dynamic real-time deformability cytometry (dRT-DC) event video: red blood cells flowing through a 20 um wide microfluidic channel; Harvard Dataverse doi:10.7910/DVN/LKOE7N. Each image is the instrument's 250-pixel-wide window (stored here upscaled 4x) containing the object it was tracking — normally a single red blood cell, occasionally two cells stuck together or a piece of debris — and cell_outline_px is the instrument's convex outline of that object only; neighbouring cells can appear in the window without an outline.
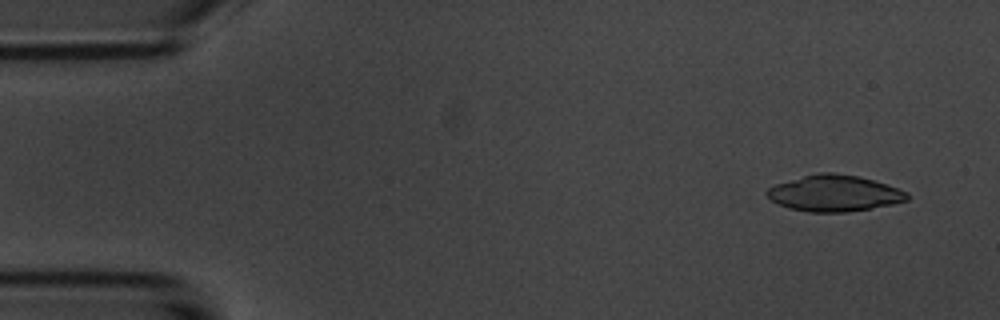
{"species": "common noctule bat (a hibernating species)", "species_latin": "Nyctalus noctula", "temperature_condition": "room temperature", "stored_images_in_passage": 4, "camera_frame_rate_fps": 3000, "um_per_image_px": 0.085, "animal": {"sex": "male", "body_mass_g": 20.1, "forearm_length_mm": 53.5}, "frame": {"image": 1, "passage_image": 1, "time_ms": 0.0, "image_size_px": [1000, 320], "cell_outline_px": [[908, 200], [892, 204], [844, 212], [808, 212], [788, 208], [772, 200], [764, 192], [768, 188], [776, 184], [804, 176], [820, 172], [832, 172], [860, 176], [908, 192]], "centroid_in_image_um": [70.89, 16.42], "position_along_channel_um": 14.1, "area_um2": 29.19}}